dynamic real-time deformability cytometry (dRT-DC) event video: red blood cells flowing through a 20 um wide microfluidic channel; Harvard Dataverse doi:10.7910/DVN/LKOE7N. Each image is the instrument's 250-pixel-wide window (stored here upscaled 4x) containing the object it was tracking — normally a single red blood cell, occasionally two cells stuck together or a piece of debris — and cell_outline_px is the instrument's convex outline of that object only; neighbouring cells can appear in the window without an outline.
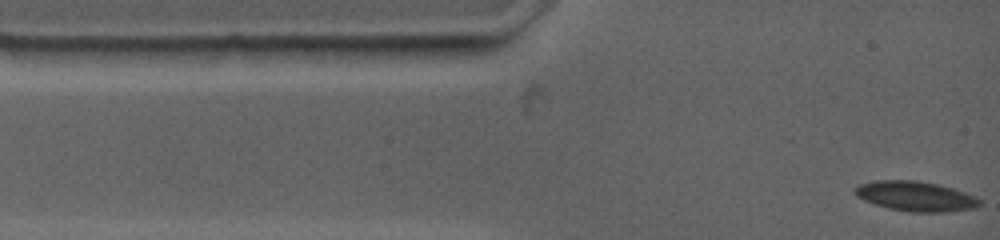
{"species": "common noctule bat (a hibernating species)", "species_latin": "Nyctalus noctula", "temperature_condition": "warm", "stored_images_in_passage": 6, "camera_frame_rate_fps": 4500, "um_per_image_px": 0.085, "animal": {"sex": "female", "body_mass_g": 19.0, "forearm_length_mm": 53.3}, "frame": {"image": 1, "passage_image": 1, "time_ms": 0.0, "image_size_px": [1000, 240], "cell_outline_px": [[984, 204], [976, 208], [948, 212], [908, 212], [888, 208], [872, 204], [856, 196], [856, 188], [864, 184], [880, 180], [912, 180], [936, 184], [952, 188], [964, 192], [980, 200]], "centroid_in_image_um": [77.87, 16.71], "position_along_channel_um": 7.1, "area_um2": 21.5}}
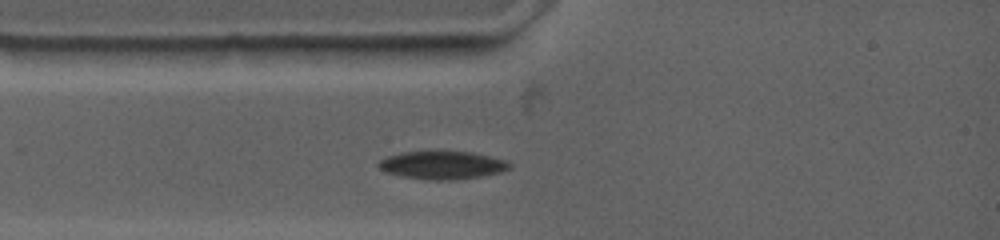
{"frame": {"image": 2, "passage_image": 5, "time_ms": 2.222, "image_size_px": [1000, 240], "cell_outline_px": [[512, 164], [508, 168], [500, 172], [480, 176], [456, 180], [428, 180], [404, 176], [388, 172], [380, 168], [376, 164], [380, 160], [388, 156], [404, 152], [472, 152], [504, 160]], "centroid_in_image_um": [37.59, 14.04], "position_along_channel_um": 47.4, "area_um2": 20.92}}